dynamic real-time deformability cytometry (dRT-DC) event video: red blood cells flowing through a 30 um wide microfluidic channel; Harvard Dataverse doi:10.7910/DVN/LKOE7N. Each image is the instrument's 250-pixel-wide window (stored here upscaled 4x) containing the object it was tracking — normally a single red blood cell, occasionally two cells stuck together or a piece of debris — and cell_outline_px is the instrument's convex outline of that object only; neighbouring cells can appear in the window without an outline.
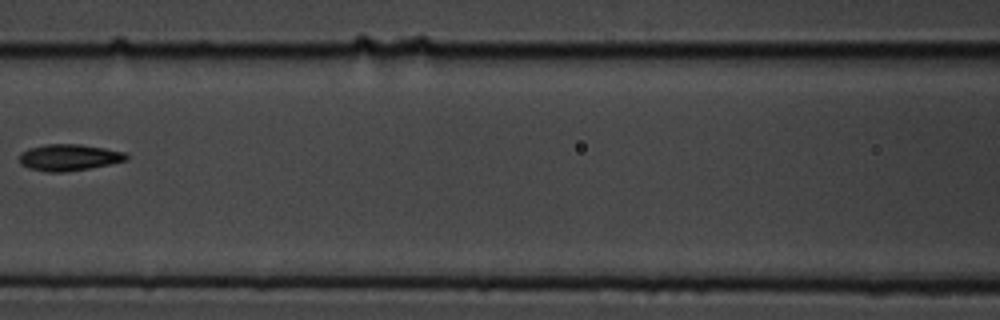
{"species": "common noctule bat (a hibernating species)", "species_latin": "Nyctalus noctula", "temperature_condition": "cold", "stored_images_in_passage": 8, "camera_frame_rate_fps": 3000, "um_per_image_px": 0.085, "animal": {"sex": "male", "body_mass_g": 19.5, "forearm_length_mm": 54.6}, "frame": {"image": 1, "passage_image": 8, "time_ms": 2.333, "image_size_px": [1000, 320], "cell_outline_px": [[128, 160], [88, 168], [64, 172], [48, 172], [28, 168], [20, 164], [20, 152], [28, 148], [44, 144], [80, 144], [104, 148], [124, 152], [128, 156]], "centroid_in_image_um": [5.82, 13.37], "position_along_channel_um": 160.8, "area_um2": 16.47}}